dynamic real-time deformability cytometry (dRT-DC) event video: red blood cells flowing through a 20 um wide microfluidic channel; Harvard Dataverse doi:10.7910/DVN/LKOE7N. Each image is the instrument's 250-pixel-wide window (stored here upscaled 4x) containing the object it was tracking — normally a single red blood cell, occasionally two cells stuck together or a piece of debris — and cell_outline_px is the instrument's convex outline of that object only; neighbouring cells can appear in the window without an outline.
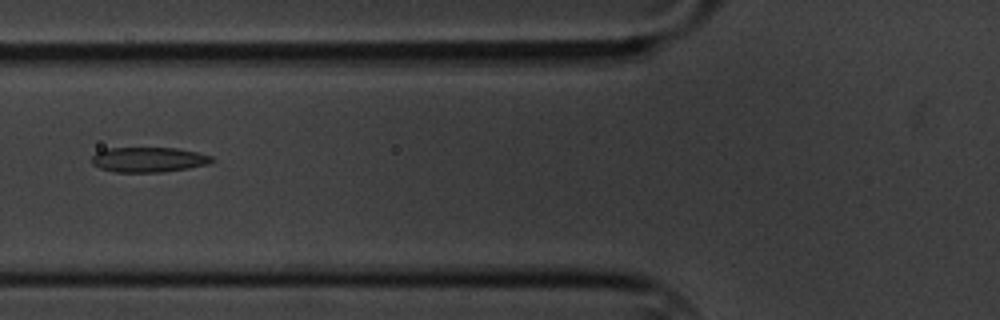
{"species": "common noctule bat (a hibernating species)", "species_latin": "Nyctalus noctula", "temperature_condition": "cold", "stored_images_in_passage": 5, "camera_frame_rate_fps": 3000, "um_per_image_px": 0.085, "animal": {"sex": "male", "body_mass_g": 20.1, "forearm_length_mm": 53.5}, "frame": {"image": 1, "passage_image": 4, "time_ms": 3.333, "image_size_px": [1000, 320], "cell_outline_px": [[212, 160], [208, 164], [188, 168], [160, 172], [116, 172], [100, 168], [92, 164], [92, 156], [96, 152], [104, 148], [176, 148], [196, 152], [212, 156]], "centroid_in_image_um": [12.58, 13.56], "position_along_channel_um": 113.2, "area_um2": 17.4}}
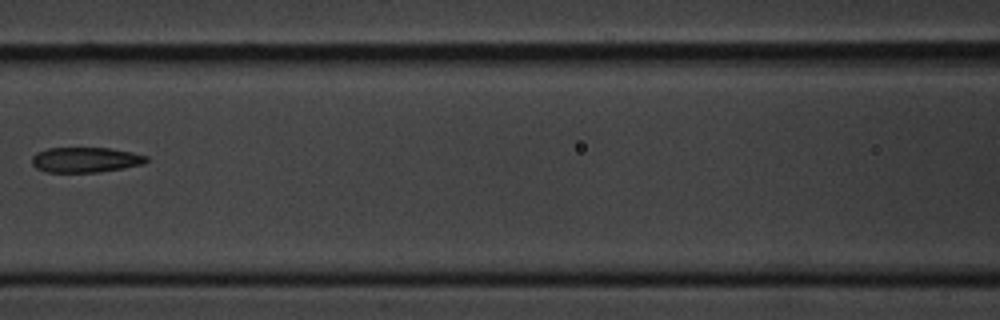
{"frame": {"image": 2, "passage_image": 5, "time_ms": 4.667, "image_size_px": [1000, 320], "cell_outline_px": [[148, 160], [144, 164], [124, 168], [96, 172], [48, 172], [36, 168], [32, 164], [32, 156], [36, 152], [48, 148], [108, 148], [132, 152], [148, 156]], "centroid_in_image_um": [7.27, 13.58], "position_along_channel_um": 159.3, "area_um2": 16.82}}